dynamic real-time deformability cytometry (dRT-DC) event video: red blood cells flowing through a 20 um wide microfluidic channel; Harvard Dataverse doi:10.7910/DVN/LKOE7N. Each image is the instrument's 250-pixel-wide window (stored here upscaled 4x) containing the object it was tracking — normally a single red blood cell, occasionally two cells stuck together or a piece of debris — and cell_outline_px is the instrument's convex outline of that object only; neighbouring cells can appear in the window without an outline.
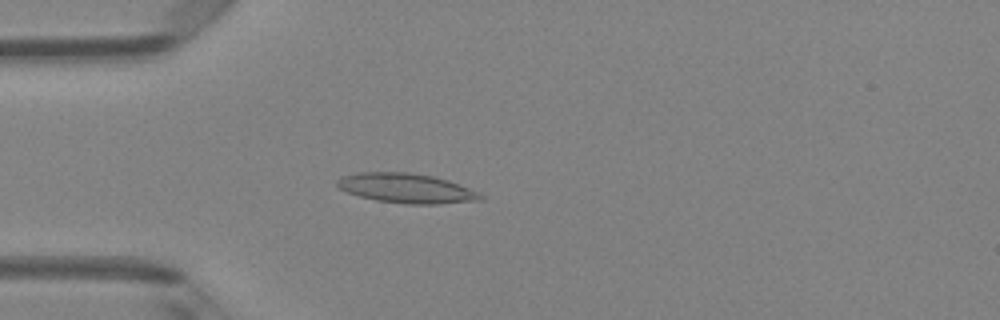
{"species": "Egyptian fruit bat (a non-hibernating species)", "species_latin": "Rousettus aegyptiacus", "temperature_condition": "room temperature", "stored_images_in_passage": 4, "camera_frame_rate_fps": 3000, "um_per_image_px": 0.085, "animal": {"sex": "female"}, "frame": {"image": 1, "passage_image": 4, "time_ms": 3.667, "image_size_px": [1000, 320], "cell_outline_px": [[484, 200], [436, 204], [408, 204], [376, 200], [360, 196], [348, 192], [340, 188], [336, 184], [336, 180], [340, 176], [356, 172], [408, 172], [432, 176], [448, 180], [480, 192], [484, 196]], "centroid_in_image_um": [34.55, 15.99], "position_along_channel_um": 50.4, "area_um2": 24.85}}